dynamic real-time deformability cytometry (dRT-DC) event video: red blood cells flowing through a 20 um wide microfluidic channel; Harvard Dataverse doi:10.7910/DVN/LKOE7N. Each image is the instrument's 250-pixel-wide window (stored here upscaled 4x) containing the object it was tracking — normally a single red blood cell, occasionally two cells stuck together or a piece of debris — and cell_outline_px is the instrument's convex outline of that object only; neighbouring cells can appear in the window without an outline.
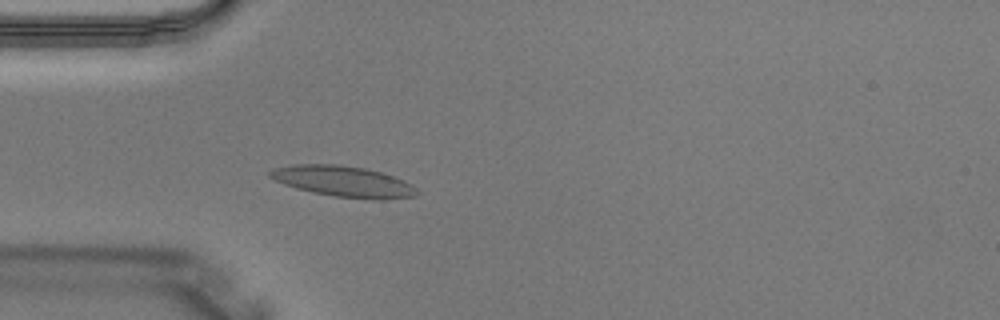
{"species": "Egyptian fruit bat (a non-hibernating species)", "species_latin": "Rousettus aegyptiacus", "temperature_condition": "warm", "stored_images_in_passage": 4, "camera_frame_rate_fps": 3000, "um_per_image_px": 0.085, "animal": {"sex": "male"}, "frame": {"image": 1, "passage_image": 4, "time_ms": 1.0, "image_size_px": [1000, 320], "cell_outline_px": [[420, 192], [416, 196], [384, 200], [376, 200], [336, 196], [312, 192], [296, 188], [284, 184], [268, 176], [268, 172], [276, 168], [292, 164], [340, 164], [364, 168], [380, 172], [404, 180], [412, 184]], "centroid_in_image_um": [29.22, 15.42], "position_along_channel_um": 55.8, "area_um2": 26.47}}